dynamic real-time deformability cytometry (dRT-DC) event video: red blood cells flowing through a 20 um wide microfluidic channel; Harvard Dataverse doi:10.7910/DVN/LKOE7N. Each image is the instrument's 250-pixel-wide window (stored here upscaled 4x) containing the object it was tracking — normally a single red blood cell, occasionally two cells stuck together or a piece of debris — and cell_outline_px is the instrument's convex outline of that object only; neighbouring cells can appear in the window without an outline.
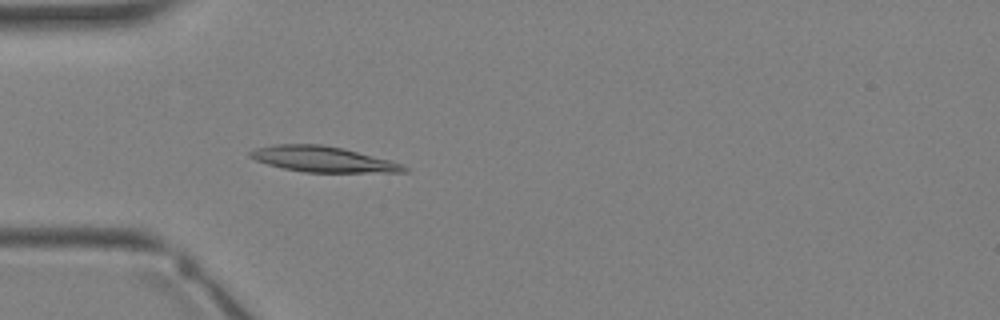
{"species": "Egyptian fruit bat (a non-hibernating species)", "species_latin": "Rousettus aegyptiacus", "temperature_condition": "warm", "stored_images_in_passage": 2, "camera_frame_rate_fps": 3000, "um_per_image_px": 0.085, "animal": {"sex": "female"}, "frame": {"image": 1, "passage_image": 2, "time_ms": 1.0, "image_size_px": [1000, 320], "cell_outline_px": [[408, 172], [304, 172], [284, 168], [268, 164], [256, 160], [248, 156], [248, 152], [252, 148], [272, 144], [320, 144], [344, 148], [388, 160], [400, 164], [408, 168]], "centroid_in_image_um": [27.37, 13.52], "position_along_channel_um": 57.6, "area_um2": 22.89}}